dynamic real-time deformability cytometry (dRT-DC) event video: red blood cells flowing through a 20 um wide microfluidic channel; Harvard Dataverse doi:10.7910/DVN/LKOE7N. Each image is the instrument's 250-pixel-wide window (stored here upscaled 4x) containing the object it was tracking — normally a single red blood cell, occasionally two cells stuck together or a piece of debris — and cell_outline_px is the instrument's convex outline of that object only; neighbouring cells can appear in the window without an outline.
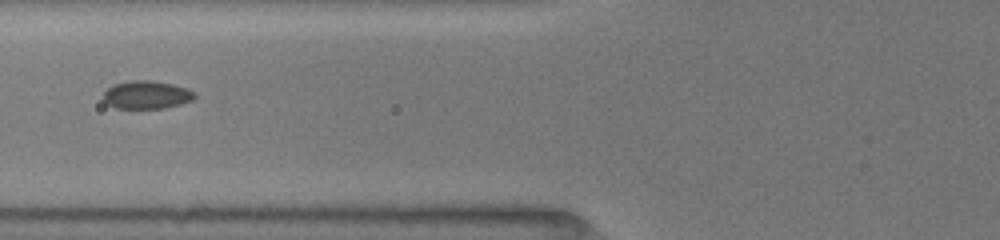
{"species": "common noctule bat (a hibernating species)", "species_latin": "Nyctalus noctula", "temperature_condition": "room temperature", "stored_images_in_passage": 30, "camera_frame_rate_fps": 3000, "um_per_image_px": 0.085, "animal": {"sex": "female", "body_mass_g": 19.5, "forearm_length_mm": 54.1}, "frame": {"image": 1, "passage_image": 6, "time_ms": 2.0, "image_size_px": [1000, 240], "cell_outline_px": [[196, 96], [192, 100], [180, 104], [164, 108], [116, 108], [108, 104], [104, 100], [104, 92], [112, 84], [132, 80], [148, 80], [172, 84], [188, 88], [196, 92]], "centroid_in_image_um": [12.48, 8.05], "position_along_channel_um": 113.3, "area_um2": 14.91}}
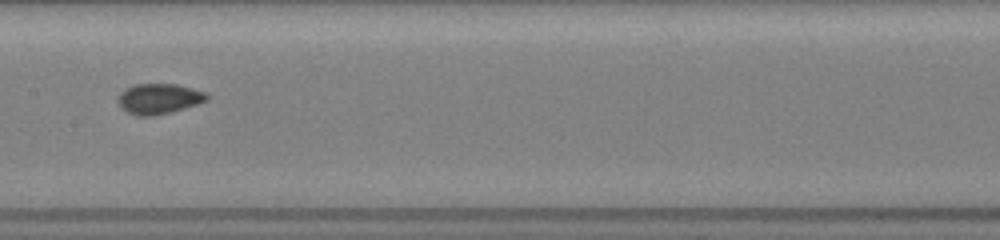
{"frame": {"image": 2, "passage_image": 17, "time_ms": 4.0, "image_size_px": [1000, 240], "cell_outline_px": [[208, 100], [184, 108], [152, 116], [140, 116], [128, 112], [120, 108], [116, 100], [120, 92], [124, 88], [132, 84], [176, 84], [192, 88], [204, 92], [208, 96]], "centroid_in_image_um": [13.44, 8.38], "position_along_channel_um": 194.0, "area_um2": 15.72}}
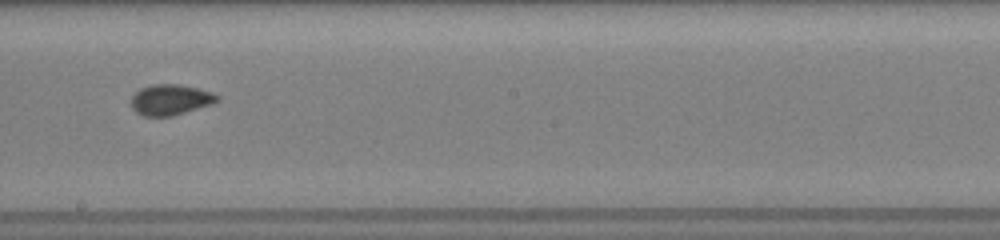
{"frame": {"image": 3, "passage_image": 22, "time_ms": 5.0, "image_size_px": [1000, 240], "cell_outline_px": [[220, 100], [212, 104], [172, 116], [144, 116], [136, 112], [132, 108], [132, 96], [140, 88], [152, 84], [180, 84], [212, 92], [220, 96]], "centroid_in_image_um": [14.5, 8.47], "position_along_channel_um": 233.7, "area_um2": 15.37}}